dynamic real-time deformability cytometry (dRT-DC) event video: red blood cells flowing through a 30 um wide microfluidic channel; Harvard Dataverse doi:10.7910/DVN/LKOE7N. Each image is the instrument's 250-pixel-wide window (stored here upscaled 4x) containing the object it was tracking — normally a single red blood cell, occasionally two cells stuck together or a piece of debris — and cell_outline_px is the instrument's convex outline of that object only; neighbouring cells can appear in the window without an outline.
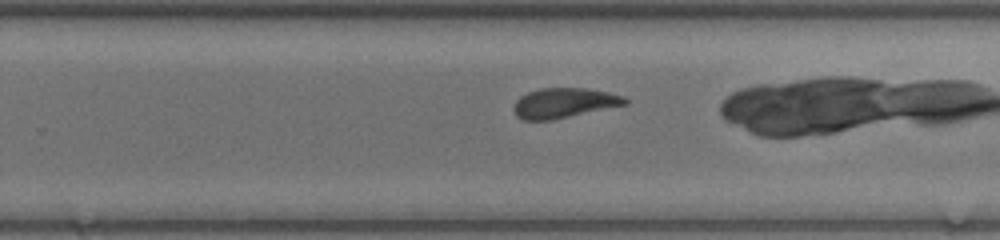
{"species": "common noctule bat (a hibernating species)", "species_latin": "Nyctalus noctula", "temperature_condition": "room temperature", "stored_images_in_passage": 28, "camera_frame_rate_fps": 3000, "um_per_image_px": 0.085, "animal": {"sex": "female", "body_mass_g": 20.0, "forearm_length_mm": 54.0}, "frame": {"image": 1, "passage_image": 22, "time_ms": 7.0, "image_size_px": [1000, 240], "cell_outline_px": [[628, 104], [552, 120], [524, 120], [516, 116], [512, 108], [516, 100], [520, 96], [528, 92], [540, 88], [588, 88], [608, 92], [624, 96], [628, 100]], "centroid_in_image_um": [47.93, 8.75], "position_along_channel_um": 281.9, "area_um2": 19.54}}
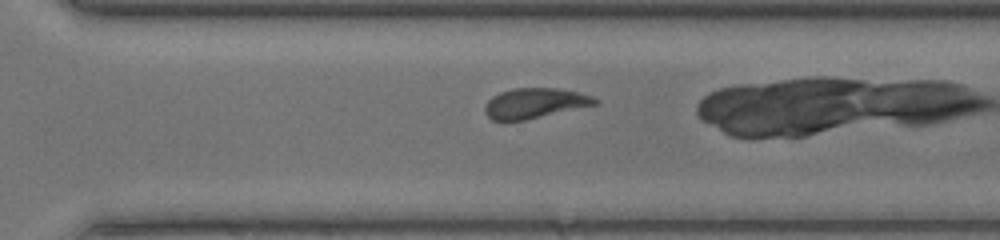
{"frame": {"image": 2, "passage_image": 25, "time_ms": 8.0, "image_size_px": [1000, 240], "cell_outline_px": [[600, 100], [596, 104], [524, 120], [492, 120], [484, 112], [484, 104], [492, 96], [500, 92], [512, 88], [556, 88], [580, 92], [592, 96]], "centroid_in_image_um": [45.43, 8.76], "position_along_channel_um": 325.2, "area_um2": 19.25}}